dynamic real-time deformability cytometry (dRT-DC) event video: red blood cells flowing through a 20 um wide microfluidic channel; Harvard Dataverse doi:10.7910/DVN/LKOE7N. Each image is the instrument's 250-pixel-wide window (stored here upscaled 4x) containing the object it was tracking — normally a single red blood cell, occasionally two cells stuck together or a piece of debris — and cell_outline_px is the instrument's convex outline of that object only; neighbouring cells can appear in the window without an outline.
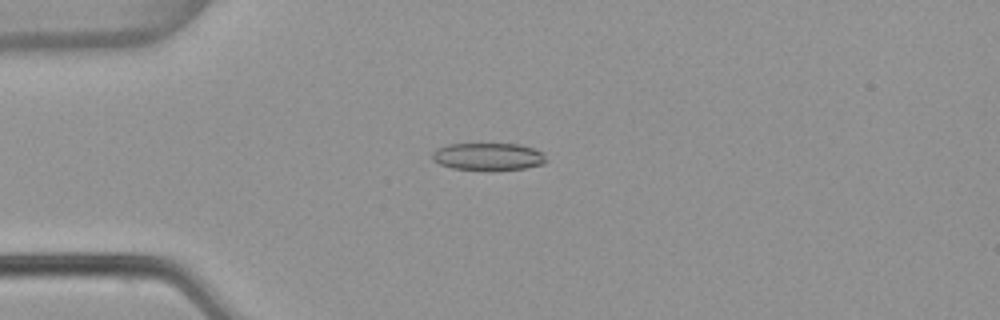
{"species": "common noctule bat (a hibernating species)", "species_latin": "Nyctalus noctula", "temperature_condition": "warm", "stored_images_in_passage": 4, "camera_frame_rate_fps": 3000, "um_per_image_px": 0.085, "animal": {"sex": "female", "body_mass_g": 22.7, "forearm_length_mm": 54.2}, "frame": {"image": 1, "passage_image": 2, "time_ms": 0.333, "image_size_px": [1000, 320], "cell_outline_px": [[548, 160], [544, 164], [524, 168], [452, 168], [440, 164], [432, 160], [432, 152], [436, 148], [448, 144], [520, 144], [544, 152]], "centroid_in_image_um": [41.51, 13.27], "position_along_channel_um": 43.5, "area_um2": 17.74}}
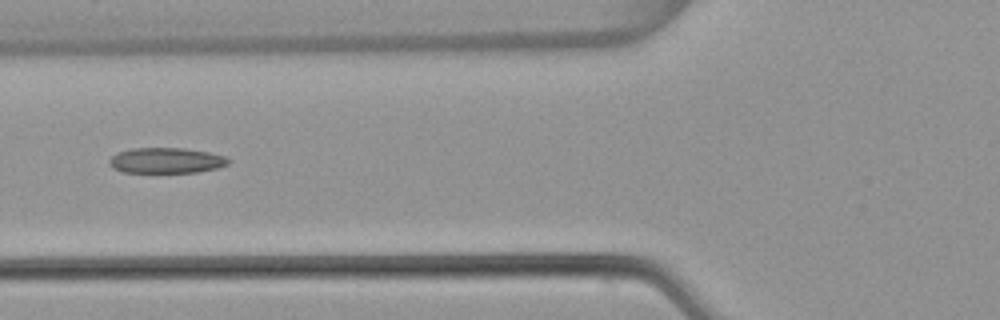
{"frame": {"image": 2, "passage_image": 4, "time_ms": 1.0, "image_size_px": [1000, 320], "cell_outline_px": [[232, 160], [228, 164], [216, 168], [196, 172], [124, 172], [112, 168], [108, 164], [108, 160], [116, 152], [132, 148], [184, 148], [208, 152], [224, 156]], "centroid_in_image_um": [14.09, 13.63], "position_along_channel_um": 111.7, "area_um2": 17.74}}